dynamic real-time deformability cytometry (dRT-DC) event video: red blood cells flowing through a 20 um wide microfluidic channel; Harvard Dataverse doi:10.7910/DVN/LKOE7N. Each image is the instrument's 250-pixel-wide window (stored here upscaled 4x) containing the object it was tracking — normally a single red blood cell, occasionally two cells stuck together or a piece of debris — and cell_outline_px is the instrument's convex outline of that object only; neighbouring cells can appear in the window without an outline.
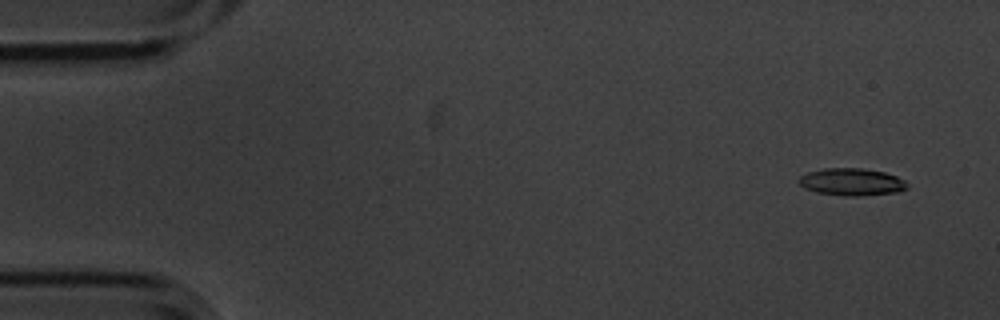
{"species": "common noctule bat (a hibernating species)", "species_latin": "Nyctalus noctula", "temperature_condition": "cold", "stored_images_in_passage": 4, "camera_frame_rate_fps": 3000, "um_per_image_px": 0.085, "animal": {"sex": "male", "body_mass_g": 20.1, "forearm_length_mm": 53.5}, "frame": {"image": 1, "passage_image": 1, "time_ms": 0.0, "image_size_px": [1000, 320], "cell_outline_px": [[908, 188], [896, 192], [856, 196], [844, 196], [816, 192], [804, 188], [796, 180], [800, 176], [808, 172], [824, 168], [860, 168], [884, 172], [896, 176], [904, 180], [908, 184]], "centroid_in_image_um": [72.36, 15.46], "position_along_channel_um": 12.6, "area_um2": 17.22}}